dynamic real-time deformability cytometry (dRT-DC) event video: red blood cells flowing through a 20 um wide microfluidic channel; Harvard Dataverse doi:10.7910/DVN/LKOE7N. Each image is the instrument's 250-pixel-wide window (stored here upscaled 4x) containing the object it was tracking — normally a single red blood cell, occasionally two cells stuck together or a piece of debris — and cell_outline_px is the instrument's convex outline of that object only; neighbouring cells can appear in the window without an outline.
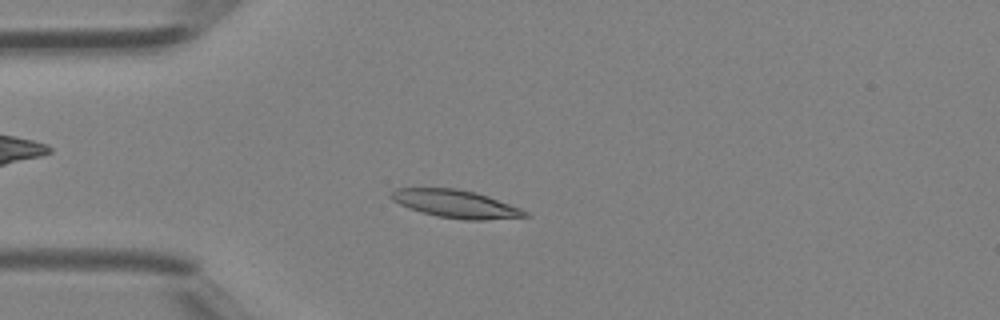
{"species": "Egyptian fruit bat (a non-hibernating species)", "species_latin": "Rousettus aegyptiacus", "temperature_condition": "room temperature", "stored_images_in_passage": 40, "camera_frame_rate_fps": 3000, "um_per_image_px": 0.085, "animal": {"sex": "female"}, "frame": {"image": 1, "passage_image": 9, "time_ms": 2.667, "image_size_px": [1000, 320], "cell_outline_px": [[532, 216], [484, 220], [464, 220], [436, 216], [400, 204], [392, 200], [388, 196], [388, 192], [396, 188], [456, 188], [476, 192], [488, 196], [520, 208], [528, 212]], "centroid_in_image_um": [38.73, 17.32], "position_along_channel_um": 46.3, "area_um2": 21.73}}
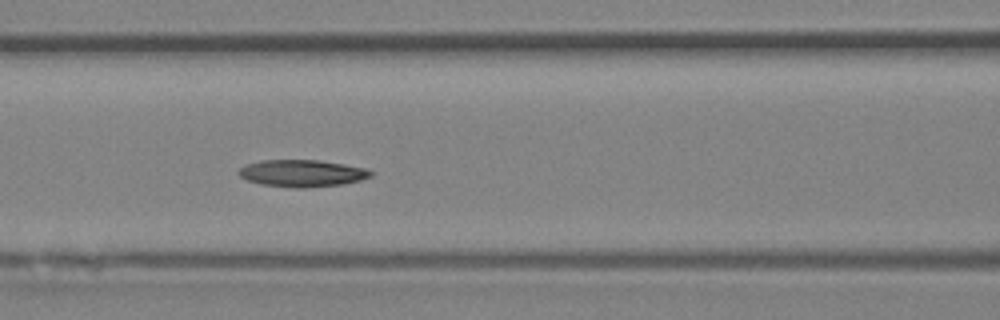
{"frame": {"image": 2, "passage_image": 16, "time_ms": 5.0, "image_size_px": [1000, 320], "cell_outline_px": [[372, 176], [360, 180], [340, 184], [304, 188], [292, 188], [260, 184], [248, 180], [240, 176], [236, 172], [244, 164], [260, 160], [320, 160], [368, 168], [372, 172]], "centroid_in_image_um": [25.65, 14.72], "position_along_channel_um": 141.0, "area_um2": 20.92}}
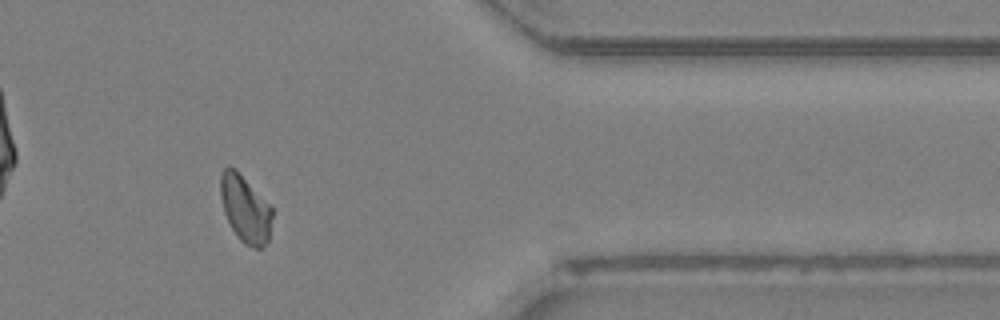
{"frame": {"image": 3, "passage_image": 33, "time_ms": 10.667, "image_size_px": [1000, 320], "cell_outline_px": [[272, 216], [268, 240], [260, 248], [252, 248], [244, 244], [240, 240], [232, 228], [224, 212], [220, 196], [220, 172], [228, 164], [236, 168], [272, 208]], "centroid_in_image_um": [20.81, 17.71], "position_along_channel_um": 390.6, "area_um2": 20.17}}